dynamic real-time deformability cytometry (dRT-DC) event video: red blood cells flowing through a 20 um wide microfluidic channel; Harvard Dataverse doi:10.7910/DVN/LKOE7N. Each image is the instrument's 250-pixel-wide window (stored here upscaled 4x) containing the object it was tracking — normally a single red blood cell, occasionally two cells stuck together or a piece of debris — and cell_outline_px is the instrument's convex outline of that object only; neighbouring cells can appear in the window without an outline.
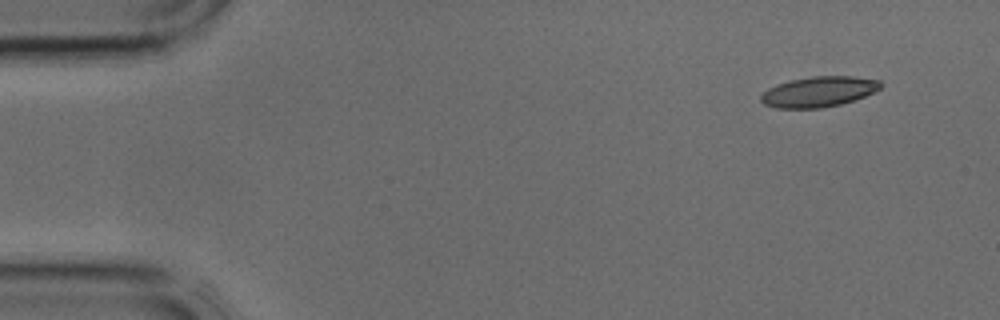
{"species": "common noctule bat (a hibernating species)", "species_latin": "Nyctalus noctula", "temperature_condition": "cold", "stored_images_in_passage": 2, "camera_frame_rate_fps": 3000, "um_per_image_px": 0.085, "animal": {"sex": "male", "body_mass_g": 17.9, "forearm_length_mm": 54.2}, "frame": {"image": 1, "passage_image": 2, "time_ms": 0.333, "image_size_px": [1000, 320], "cell_outline_px": [[884, 84], [880, 88], [864, 96], [840, 104], [820, 108], [776, 108], [764, 104], [760, 100], [760, 96], [768, 88], [776, 84], [792, 80], [812, 76], [856, 76], [880, 80]], "centroid_in_image_um": [69.59, 7.78], "position_along_channel_um": 15.4, "area_um2": 21.15}}